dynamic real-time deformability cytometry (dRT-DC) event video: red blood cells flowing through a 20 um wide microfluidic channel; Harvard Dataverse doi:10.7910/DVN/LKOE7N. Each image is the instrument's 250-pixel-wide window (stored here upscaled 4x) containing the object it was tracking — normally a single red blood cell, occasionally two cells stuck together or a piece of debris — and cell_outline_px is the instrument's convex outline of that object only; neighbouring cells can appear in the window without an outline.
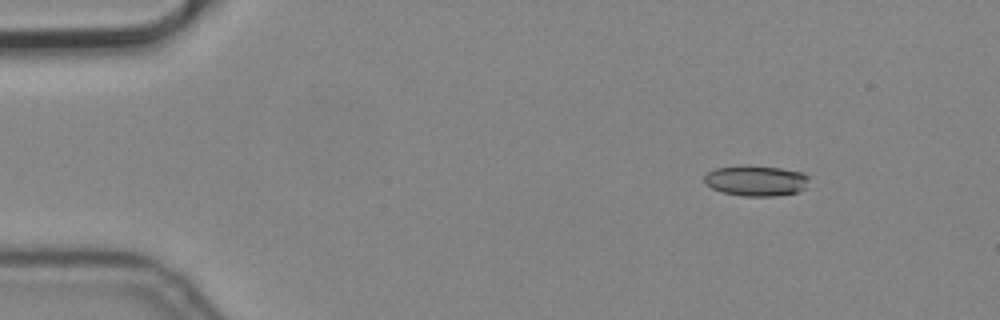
{"species": "common noctule bat (a hibernating species)", "species_latin": "Nyctalus noctula", "temperature_condition": "cold", "stored_images_in_passage": 4, "camera_frame_rate_fps": 3000, "um_per_image_px": 0.085, "animal": {"sex": "male", "body_mass_g": 19.2, "forearm_length_mm": 51.8}, "frame": {"image": 1, "passage_image": 2, "time_ms": 0.333, "image_size_px": [1000, 320], "cell_outline_px": [[808, 188], [796, 192], [776, 196], [744, 196], [720, 192], [712, 188], [704, 180], [704, 176], [708, 172], [716, 168], [748, 164], [780, 168], [804, 172], [808, 176]], "centroid_in_image_um": [64.29, 15.35], "position_along_channel_um": 20.7, "area_um2": 18.96}}
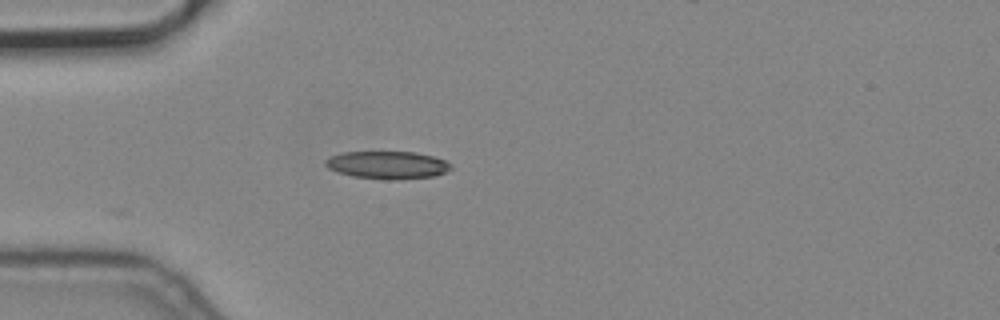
{"frame": {"image": 2, "passage_image": 4, "time_ms": 1.0, "image_size_px": [1000, 320], "cell_outline_px": [[452, 168], [436, 176], [396, 180], [388, 180], [352, 176], [336, 172], [328, 168], [324, 164], [324, 160], [328, 156], [344, 152], [416, 152], [432, 156], [444, 160], [452, 164]], "centroid_in_image_um": [32.9, 14.03], "position_along_channel_um": 52.1, "area_um2": 20.46}}